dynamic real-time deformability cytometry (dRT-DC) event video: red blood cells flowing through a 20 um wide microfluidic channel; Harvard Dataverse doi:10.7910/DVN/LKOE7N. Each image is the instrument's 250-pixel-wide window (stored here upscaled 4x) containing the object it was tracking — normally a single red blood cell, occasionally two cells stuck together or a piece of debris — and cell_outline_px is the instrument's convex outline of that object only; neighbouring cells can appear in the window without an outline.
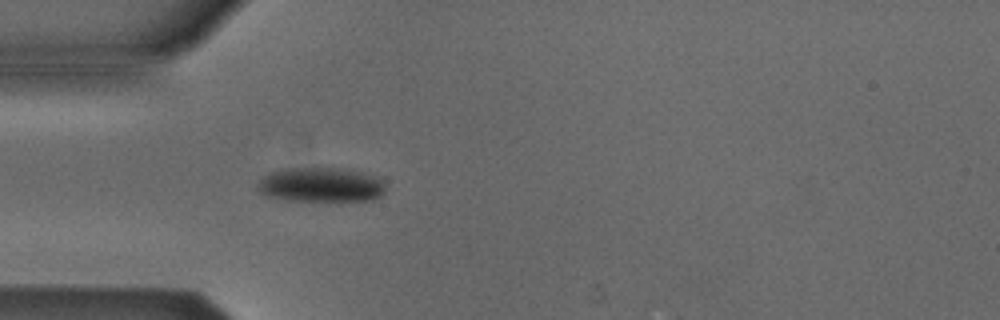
{"species": "Egyptian fruit bat (a non-hibernating species)", "species_latin": "Rousettus aegyptiacus", "temperature_condition": "cold", "stored_images_in_passage": 5, "camera_frame_rate_fps": 3000, "um_per_image_px": 0.085, "animal": {"sex": "male"}, "frame": {"image": 1, "passage_image": 5, "time_ms": 5.0, "image_size_px": [1000, 320], "cell_outline_px": [[384, 192], [380, 196], [372, 200], [288, 200], [268, 196], [260, 192], [256, 184], [264, 176], [272, 172], [288, 168], [332, 168], [360, 172], [384, 180]], "centroid_in_image_um": [27.27, 15.71], "position_along_channel_um": 57.7, "area_um2": 25.26}}